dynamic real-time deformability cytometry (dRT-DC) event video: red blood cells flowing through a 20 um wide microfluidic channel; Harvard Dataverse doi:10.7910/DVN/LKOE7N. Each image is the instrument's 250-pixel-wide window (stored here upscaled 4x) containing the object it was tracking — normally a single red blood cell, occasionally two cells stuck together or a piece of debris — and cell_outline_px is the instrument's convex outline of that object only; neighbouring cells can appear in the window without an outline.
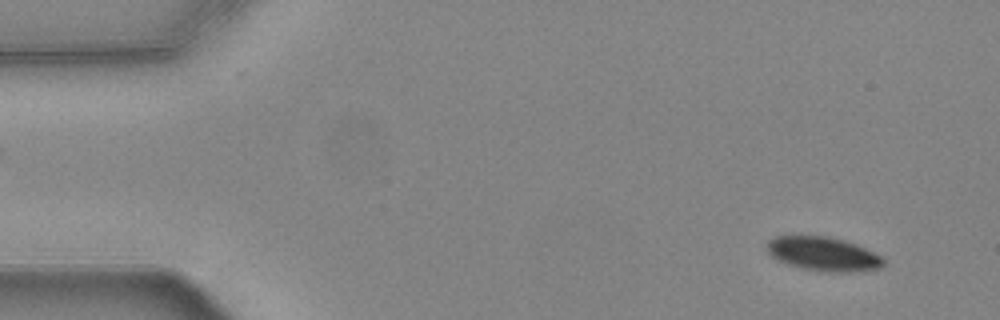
{"species": "common noctule bat (a hibernating species)", "species_latin": "Nyctalus noctula", "temperature_condition": "warm", "stored_images_in_passage": 55, "camera_frame_rate_fps": 3000, "um_per_image_px": 0.085, "animal": {"sex": "female", "body_mass_g": 24.6, "forearm_length_mm": 56.2}, "frame": {"image": 1, "passage_image": 4, "time_ms": 1.0, "image_size_px": [1000, 320], "cell_outline_px": [[884, 264], [880, 268], [852, 272], [836, 272], [804, 268], [788, 264], [772, 256], [768, 252], [768, 240], [776, 236], [828, 236], [844, 240], [856, 244], [880, 256], [884, 260]], "centroid_in_image_um": [69.99, 21.57], "position_along_channel_um": 15.0, "area_um2": 22.6}}
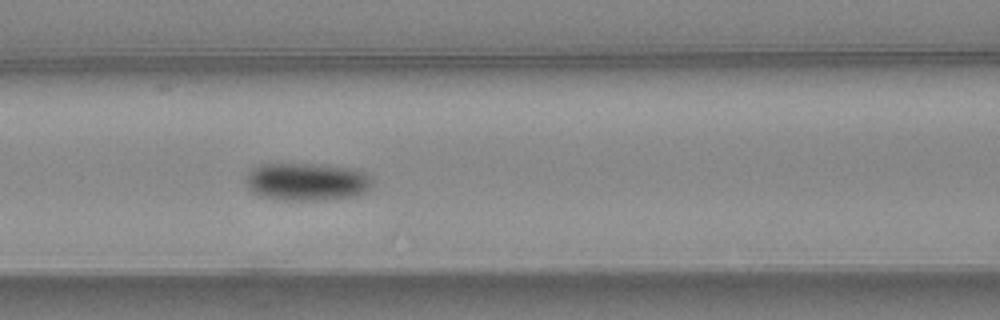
{"frame": {"image": 2, "passage_image": 23, "time_ms": 7.333, "image_size_px": [1000, 320], "cell_outline_px": [[372, 184], [364, 192], [356, 196], [320, 200], [280, 200], [260, 196], [252, 192], [248, 188], [244, 180], [248, 172], [256, 164], [328, 164], [356, 168], [372, 176]], "centroid_in_image_um": [26.07, 15.43], "position_along_channel_um": 140.5, "area_um2": 28.44}}
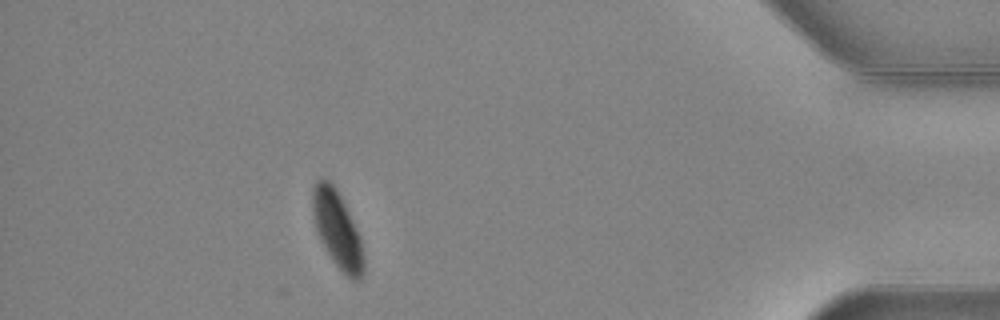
{"frame": {"image": 3, "passage_image": 49, "time_ms": 16.0, "image_size_px": [1000, 320], "cell_outline_px": [[364, 272], [360, 280], [352, 280], [332, 260], [324, 248], [316, 232], [312, 212], [312, 188], [316, 180], [320, 176], [328, 180], [336, 188], [360, 236], [364, 256]], "centroid_in_image_um": [28.65, 19.49], "position_along_channel_um": 406.6, "area_um2": 22.89}, "authors_computed_cell_mechanics": {"area_um2": 25.4898, "velocity_mm_per_s": 3.7042, "shape_relaxation_time_tau1_ms": 2.5013, "shape_relaxation_time_tau2_ms": null, "deformation_change_tau1": 0.083, "deformation_change_tau2": null}}